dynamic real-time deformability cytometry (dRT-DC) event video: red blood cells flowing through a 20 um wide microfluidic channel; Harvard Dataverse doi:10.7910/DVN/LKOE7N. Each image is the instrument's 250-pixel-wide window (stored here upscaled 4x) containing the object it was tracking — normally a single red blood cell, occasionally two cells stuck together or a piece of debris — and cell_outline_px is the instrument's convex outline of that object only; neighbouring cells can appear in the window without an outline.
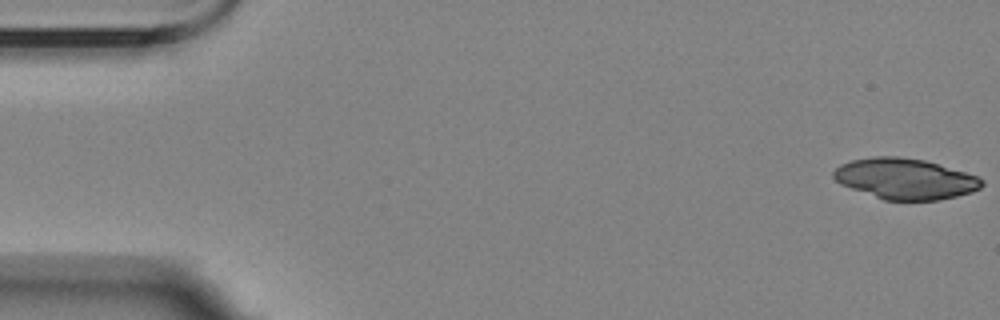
{"species": "Egyptian fruit bat (a non-hibernating species)", "species_latin": "Rousettus aegyptiacus", "temperature_condition": "room temperature", "stored_images_in_passage": 5, "camera_frame_rate_fps": 3000, "um_per_image_px": 0.085, "animal": {"sex": "female"}, "frame": {"image": 1, "passage_image": 1, "time_ms": 0.0, "image_size_px": [1000, 320], "cell_outline_px": [[984, 184], [980, 188], [972, 192], [940, 200], [884, 200], [840, 184], [832, 176], [832, 172], [840, 164], [852, 160], [872, 156], [900, 156], [924, 160], [964, 172], [976, 176], [984, 180]], "centroid_in_image_um": [76.91, 15.19], "position_along_channel_um": 8.1, "area_um2": 35.14}}